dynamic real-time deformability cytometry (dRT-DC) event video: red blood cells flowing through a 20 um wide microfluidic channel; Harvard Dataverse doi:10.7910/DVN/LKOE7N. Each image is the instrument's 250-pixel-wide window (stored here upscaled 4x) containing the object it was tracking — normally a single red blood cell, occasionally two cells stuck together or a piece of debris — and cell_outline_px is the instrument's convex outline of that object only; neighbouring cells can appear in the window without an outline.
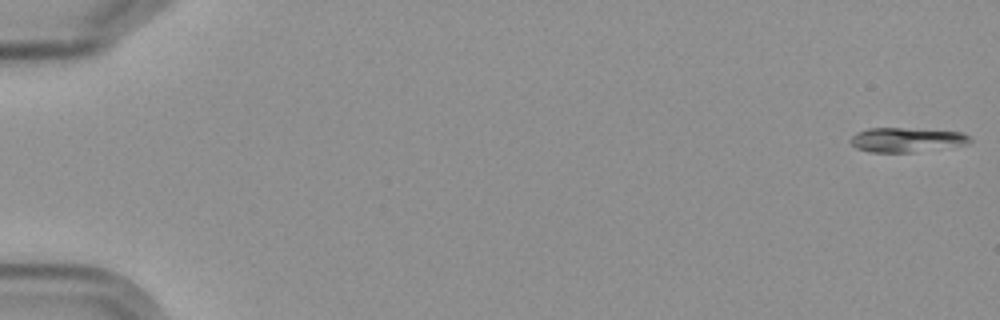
{"species": "Egyptian fruit bat (a non-hibernating species)", "species_latin": "Rousettus aegyptiacus", "temperature_condition": "cold", "stored_images_in_passage": 7, "camera_frame_rate_fps": 3000, "um_per_image_px": 0.085, "frame": {"image": 1, "passage_image": 1, "time_ms": 0.0, "image_size_px": [1000, 320], "cell_outline_px": [[972, 140], [968, 144], [912, 152], [872, 152], [856, 148], [848, 140], [856, 132], [868, 128], [900, 128], [964, 132]], "centroid_in_image_um": [77.03, 11.88], "position_along_channel_um": 8.0, "area_um2": 16.88}}
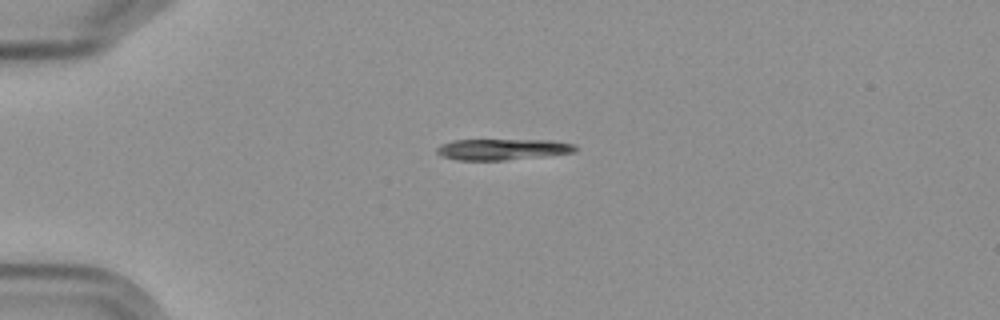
{"frame": {"image": 2, "passage_image": 5, "time_ms": 4.667, "image_size_px": [1000, 320], "cell_outline_px": [[576, 148], [572, 152], [540, 156], [504, 160], [456, 160], [444, 156], [436, 152], [436, 148], [440, 144], [452, 140], [552, 140], [576, 144]], "centroid_in_image_um": [42.66, 12.68], "position_along_channel_um": 42.3, "area_um2": 16.82}}
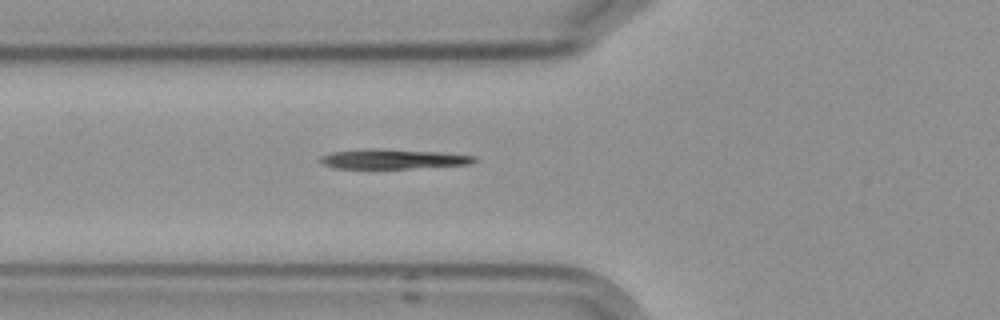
{"frame": {"image": 3, "passage_image": 7, "time_ms": 7.0, "image_size_px": [1000, 320], "cell_outline_px": [[476, 160], [468, 164], [412, 168], [336, 168], [320, 164], [316, 160], [320, 156], [332, 152], [372, 148], [440, 152], [476, 156]], "centroid_in_image_um": [33.31, 13.51], "position_along_channel_um": 92.5, "area_um2": 17.63}}